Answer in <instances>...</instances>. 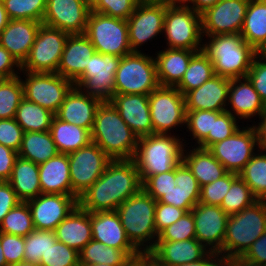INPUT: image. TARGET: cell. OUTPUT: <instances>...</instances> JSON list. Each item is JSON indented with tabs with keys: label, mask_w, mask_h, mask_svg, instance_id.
<instances>
[{
	"label": "cell",
	"mask_w": 266,
	"mask_h": 266,
	"mask_svg": "<svg viewBox=\"0 0 266 266\" xmlns=\"http://www.w3.org/2000/svg\"><path fill=\"white\" fill-rule=\"evenodd\" d=\"M142 189V182L132 159L112 160L103 174L78 198V205L88 212L114 211Z\"/></svg>",
	"instance_id": "cell-1"
},
{
	"label": "cell",
	"mask_w": 266,
	"mask_h": 266,
	"mask_svg": "<svg viewBox=\"0 0 266 266\" xmlns=\"http://www.w3.org/2000/svg\"><path fill=\"white\" fill-rule=\"evenodd\" d=\"M138 138L111 102H101L96 110L91 142L112 160L133 159Z\"/></svg>",
	"instance_id": "cell-2"
},
{
	"label": "cell",
	"mask_w": 266,
	"mask_h": 266,
	"mask_svg": "<svg viewBox=\"0 0 266 266\" xmlns=\"http://www.w3.org/2000/svg\"><path fill=\"white\" fill-rule=\"evenodd\" d=\"M172 134H152L138 138L133 161L141 182L149 176L175 169L182 162L186 141ZM182 139V141H181ZM185 141V142H183Z\"/></svg>",
	"instance_id": "cell-3"
},
{
	"label": "cell",
	"mask_w": 266,
	"mask_h": 266,
	"mask_svg": "<svg viewBox=\"0 0 266 266\" xmlns=\"http://www.w3.org/2000/svg\"><path fill=\"white\" fill-rule=\"evenodd\" d=\"M156 204L157 201L142 188L116 209L127 238L139 252H150L157 242Z\"/></svg>",
	"instance_id": "cell-4"
},
{
	"label": "cell",
	"mask_w": 266,
	"mask_h": 266,
	"mask_svg": "<svg viewBox=\"0 0 266 266\" xmlns=\"http://www.w3.org/2000/svg\"><path fill=\"white\" fill-rule=\"evenodd\" d=\"M207 37L208 42L203 43V51L213 63L215 75L230 79L246 77L258 52L240 34Z\"/></svg>",
	"instance_id": "cell-5"
},
{
	"label": "cell",
	"mask_w": 266,
	"mask_h": 266,
	"mask_svg": "<svg viewBox=\"0 0 266 266\" xmlns=\"http://www.w3.org/2000/svg\"><path fill=\"white\" fill-rule=\"evenodd\" d=\"M266 232V200H258L227 219L220 254L227 260L239 259Z\"/></svg>",
	"instance_id": "cell-6"
},
{
	"label": "cell",
	"mask_w": 266,
	"mask_h": 266,
	"mask_svg": "<svg viewBox=\"0 0 266 266\" xmlns=\"http://www.w3.org/2000/svg\"><path fill=\"white\" fill-rule=\"evenodd\" d=\"M114 78L115 94L149 95L160 86L155 57L143 52H132L121 57Z\"/></svg>",
	"instance_id": "cell-7"
},
{
	"label": "cell",
	"mask_w": 266,
	"mask_h": 266,
	"mask_svg": "<svg viewBox=\"0 0 266 266\" xmlns=\"http://www.w3.org/2000/svg\"><path fill=\"white\" fill-rule=\"evenodd\" d=\"M85 35L96 52L123 57L132 53L127 20L90 11Z\"/></svg>",
	"instance_id": "cell-8"
},
{
	"label": "cell",
	"mask_w": 266,
	"mask_h": 266,
	"mask_svg": "<svg viewBox=\"0 0 266 266\" xmlns=\"http://www.w3.org/2000/svg\"><path fill=\"white\" fill-rule=\"evenodd\" d=\"M165 40L171 49L203 50L201 15L188 6H167Z\"/></svg>",
	"instance_id": "cell-9"
},
{
	"label": "cell",
	"mask_w": 266,
	"mask_h": 266,
	"mask_svg": "<svg viewBox=\"0 0 266 266\" xmlns=\"http://www.w3.org/2000/svg\"><path fill=\"white\" fill-rule=\"evenodd\" d=\"M153 134H172L186 126L185 96L176 88L159 86L148 95Z\"/></svg>",
	"instance_id": "cell-10"
},
{
	"label": "cell",
	"mask_w": 266,
	"mask_h": 266,
	"mask_svg": "<svg viewBox=\"0 0 266 266\" xmlns=\"http://www.w3.org/2000/svg\"><path fill=\"white\" fill-rule=\"evenodd\" d=\"M69 33L41 24L21 71L57 73Z\"/></svg>",
	"instance_id": "cell-11"
},
{
	"label": "cell",
	"mask_w": 266,
	"mask_h": 266,
	"mask_svg": "<svg viewBox=\"0 0 266 266\" xmlns=\"http://www.w3.org/2000/svg\"><path fill=\"white\" fill-rule=\"evenodd\" d=\"M121 57L95 52L85 68V72L74 82V87L83 93L110 102L115 95V73Z\"/></svg>",
	"instance_id": "cell-12"
},
{
	"label": "cell",
	"mask_w": 266,
	"mask_h": 266,
	"mask_svg": "<svg viewBox=\"0 0 266 266\" xmlns=\"http://www.w3.org/2000/svg\"><path fill=\"white\" fill-rule=\"evenodd\" d=\"M21 78L24 98L56 114L74 83L57 73L25 72Z\"/></svg>",
	"instance_id": "cell-13"
},
{
	"label": "cell",
	"mask_w": 266,
	"mask_h": 266,
	"mask_svg": "<svg viewBox=\"0 0 266 266\" xmlns=\"http://www.w3.org/2000/svg\"><path fill=\"white\" fill-rule=\"evenodd\" d=\"M72 196L79 198L100 178L112 159L95 143L68 154Z\"/></svg>",
	"instance_id": "cell-14"
},
{
	"label": "cell",
	"mask_w": 266,
	"mask_h": 266,
	"mask_svg": "<svg viewBox=\"0 0 266 266\" xmlns=\"http://www.w3.org/2000/svg\"><path fill=\"white\" fill-rule=\"evenodd\" d=\"M166 5L157 0H140L127 19L129 43L132 52H141L147 44L164 29Z\"/></svg>",
	"instance_id": "cell-15"
},
{
	"label": "cell",
	"mask_w": 266,
	"mask_h": 266,
	"mask_svg": "<svg viewBox=\"0 0 266 266\" xmlns=\"http://www.w3.org/2000/svg\"><path fill=\"white\" fill-rule=\"evenodd\" d=\"M257 147L256 132L251 125L242 129L240 126L231 137L213 144L208 150L228 172L238 174L257 152Z\"/></svg>",
	"instance_id": "cell-16"
},
{
	"label": "cell",
	"mask_w": 266,
	"mask_h": 266,
	"mask_svg": "<svg viewBox=\"0 0 266 266\" xmlns=\"http://www.w3.org/2000/svg\"><path fill=\"white\" fill-rule=\"evenodd\" d=\"M249 0H220L201 15L202 34H240ZM205 35V36H204Z\"/></svg>",
	"instance_id": "cell-17"
},
{
	"label": "cell",
	"mask_w": 266,
	"mask_h": 266,
	"mask_svg": "<svg viewBox=\"0 0 266 266\" xmlns=\"http://www.w3.org/2000/svg\"><path fill=\"white\" fill-rule=\"evenodd\" d=\"M90 11L85 0H47L42 24L69 34H85Z\"/></svg>",
	"instance_id": "cell-18"
},
{
	"label": "cell",
	"mask_w": 266,
	"mask_h": 266,
	"mask_svg": "<svg viewBox=\"0 0 266 266\" xmlns=\"http://www.w3.org/2000/svg\"><path fill=\"white\" fill-rule=\"evenodd\" d=\"M36 230L55 231L78 205V198L65 194H40L27 201Z\"/></svg>",
	"instance_id": "cell-19"
},
{
	"label": "cell",
	"mask_w": 266,
	"mask_h": 266,
	"mask_svg": "<svg viewBox=\"0 0 266 266\" xmlns=\"http://www.w3.org/2000/svg\"><path fill=\"white\" fill-rule=\"evenodd\" d=\"M196 239L209 251H222L228 215L218 205L198 203L192 208Z\"/></svg>",
	"instance_id": "cell-20"
},
{
	"label": "cell",
	"mask_w": 266,
	"mask_h": 266,
	"mask_svg": "<svg viewBox=\"0 0 266 266\" xmlns=\"http://www.w3.org/2000/svg\"><path fill=\"white\" fill-rule=\"evenodd\" d=\"M92 239L124 251L129 257L139 251L131 244L116 210L91 212Z\"/></svg>",
	"instance_id": "cell-21"
},
{
	"label": "cell",
	"mask_w": 266,
	"mask_h": 266,
	"mask_svg": "<svg viewBox=\"0 0 266 266\" xmlns=\"http://www.w3.org/2000/svg\"><path fill=\"white\" fill-rule=\"evenodd\" d=\"M110 102L138 137L153 134L148 95L115 94Z\"/></svg>",
	"instance_id": "cell-22"
},
{
	"label": "cell",
	"mask_w": 266,
	"mask_h": 266,
	"mask_svg": "<svg viewBox=\"0 0 266 266\" xmlns=\"http://www.w3.org/2000/svg\"><path fill=\"white\" fill-rule=\"evenodd\" d=\"M230 78L215 75L185 96L186 111H226Z\"/></svg>",
	"instance_id": "cell-23"
},
{
	"label": "cell",
	"mask_w": 266,
	"mask_h": 266,
	"mask_svg": "<svg viewBox=\"0 0 266 266\" xmlns=\"http://www.w3.org/2000/svg\"><path fill=\"white\" fill-rule=\"evenodd\" d=\"M227 106L230 109L227 107L226 111L237 119L249 120L255 115L260 118L266 112V106L247 77L230 79Z\"/></svg>",
	"instance_id": "cell-24"
},
{
	"label": "cell",
	"mask_w": 266,
	"mask_h": 266,
	"mask_svg": "<svg viewBox=\"0 0 266 266\" xmlns=\"http://www.w3.org/2000/svg\"><path fill=\"white\" fill-rule=\"evenodd\" d=\"M96 52L85 34H69L62 52L57 74L73 83L85 72L89 58Z\"/></svg>",
	"instance_id": "cell-25"
},
{
	"label": "cell",
	"mask_w": 266,
	"mask_h": 266,
	"mask_svg": "<svg viewBox=\"0 0 266 266\" xmlns=\"http://www.w3.org/2000/svg\"><path fill=\"white\" fill-rule=\"evenodd\" d=\"M100 104L99 99L73 87L66 95L55 116L62 121L87 129L91 133L96 110Z\"/></svg>",
	"instance_id": "cell-26"
},
{
	"label": "cell",
	"mask_w": 266,
	"mask_h": 266,
	"mask_svg": "<svg viewBox=\"0 0 266 266\" xmlns=\"http://www.w3.org/2000/svg\"><path fill=\"white\" fill-rule=\"evenodd\" d=\"M161 266H179L199 261L210 251L196 238L183 241H157L150 251Z\"/></svg>",
	"instance_id": "cell-27"
},
{
	"label": "cell",
	"mask_w": 266,
	"mask_h": 266,
	"mask_svg": "<svg viewBox=\"0 0 266 266\" xmlns=\"http://www.w3.org/2000/svg\"><path fill=\"white\" fill-rule=\"evenodd\" d=\"M41 24L34 20H10L0 33V45L22 64L31 50Z\"/></svg>",
	"instance_id": "cell-28"
},
{
	"label": "cell",
	"mask_w": 266,
	"mask_h": 266,
	"mask_svg": "<svg viewBox=\"0 0 266 266\" xmlns=\"http://www.w3.org/2000/svg\"><path fill=\"white\" fill-rule=\"evenodd\" d=\"M56 238L78 252L92 240L91 213L77 205L55 229Z\"/></svg>",
	"instance_id": "cell-29"
},
{
	"label": "cell",
	"mask_w": 266,
	"mask_h": 266,
	"mask_svg": "<svg viewBox=\"0 0 266 266\" xmlns=\"http://www.w3.org/2000/svg\"><path fill=\"white\" fill-rule=\"evenodd\" d=\"M38 167L42 194L72 195L68 154L59 153Z\"/></svg>",
	"instance_id": "cell-30"
},
{
	"label": "cell",
	"mask_w": 266,
	"mask_h": 266,
	"mask_svg": "<svg viewBox=\"0 0 266 266\" xmlns=\"http://www.w3.org/2000/svg\"><path fill=\"white\" fill-rule=\"evenodd\" d=\"M183 150L182 162L188 167L191 173L197 179L199 186L212 183L223 176L228 171L225 167L212 155L208 149L200 148L193 145V149Z\"/></svg>",
	"instance_id": "cell-31"
},
{
	"label": "cell",
	"mask_w": 266,
	"mask_h": 266,
	"mask_svg": "<svg viewBox=\"0 0 266 266\" xmlns=\"http://www.w3.org/2000/svg\"><path fill=\"white\" fill-rule=\"evenodd\" d=\"M198 51L171 49L158 51L155 57L160 86L175 87L182 79L191 57Z\"/></svg>",
	"instance_id": "cell-32"
},
{
	"label": "cell",
	"mask_w": 266,
	"mask_h": 266,
	"mask_svg": "<svg viewBox=\"0 0 266 266\" xmlns=\"http://www.w3.org/2000/svg\"><path fill=\"white\" fill-rule=\"evenodd\" d=\"M7 182L22 202H27L42 194L38 164L19 156L15 160L11 177Z\"/></svg>",
	"instance_id": "cell-33"
},
{
	"label": "cell",
	"mask_w": 266,
	"mask_h": 266,
	"mask_svg": "<svg viewBox=\"0 0 266 266\" xmlns=\"http://www.w3.org/2000/svg\"><path fill=\"white\" fill-rule=\"evenodd\" d=\"M240 35L257 52L266 44V0H249Z\"/></svg>",
	"instance_id": "cell-34"
},
{
	"label": "cell",
	"mask_w": 266,
	"mask_h": 266,
	"mask_svg": "<svg viewBox=\"0 0 266 266\" xmlns=\"http://www.w3.org/2000/svg\"><path fill=\"white\" fill-rule=\"evenodd\" d=\"M59 153L69 154L87 146L91 142V133L80 126L60 120L54 116L49 129Z\"/></svg>",
	"instance_id": "cell-35"
},
{
	"label": "cell",
	"mask_w": 266,
	"mask_h": 266,
	"mask_svg": "<svg viewBox=\"0 0 266 266\" xmlns=\"http://www.w3.org/2000/svg\"><path fill=\"white\" fill-rule=\"evenodd\" d=\"M59 154L55 142L49 131L25 132L21 142L18 156L41 164Z\"/></svg>",
	"instance_id": "cell-36"
},
{
	"label": "cell",
	"mask_w": 266,
	"mask_h": 266,
	"mask_svg": "<svg viewBox=\"0 0 266 266\" xmlns=\"http://www.w3.org/2000/svg\"><path fill=\"white\" fill-rule=\"evenodd\" d=\"M55 114L40 105L23 98L14 119L25 132L49 131Z\"/></svg>",
	"instance_id": "cell-37"
},
{
	"label": "cell",
	"mask_w": 266,
	"mask_h": 266,
	"mask_svg": "<svg viewBox=\"0 0 266 266\" xmlns=\"http://www.w3.org/2000/svg\"><path fill=\"white\" fill-rule=\"evenodd\" d=\"M215 76L213 63L203 51L196 52L188 64L181 81L175 86L183 95L200 87L204 82Z\"/></svg>",
	"instance_id": "cell-38"
},
{
	"label": "cell",
	"mask_w": 266,
	"mask_h": 266,
	"mask_svg": "<svg viewBox=\"0 0 266 266\" xmlns=\"http://www.w3.org/2000/svg\"><path fill=\"white\" fill-rule=\"evenodd\" d=\"M238 176L258 200H266V151L258 149Z\"/></svg>",
	"instance_id": "cell-39"
},
{
	"label": "cell",
	"mask_w": 266,
	"mask_h": 266,
	"mask_svg": "<svg viewBox=\"0 0 266 266\" xmlns=\"http://www.w3.org/2000/svg\"><path fill=\"white\" fill-rule=\"evenodd\" d=\"M129 256L122 250L92 239L79 251L80 264L123 265Z\"/></svg>",
	"instance_id": "cell-40"
},
{
	"label": "cell",
	"mask_w": 266,
	"mask_h": 266,
	"mask_svg": "<svg viewBox=\"0 0 266 266\" xmlns=\"http://www.w3.org/2000/svg\"><path fill=\"white\" fill-rule=\"evenodd\" d=\"M24 98L20 75L0 80V119H12Z\"/></svg>",
	"instance_id": "cell-41"
},
{
	"label": "cell",
	"mask_w": 266,
	"mask_h": 266,
	"mask_svg": "<svg viewBox=\"0 0 266 266\" xmlns=\"http://www.w3.org/2000/svg\"><path fill=\"white\" fill-rule=\"evenodd\" d=\"M33 219L27 202H20L3 218L0 232L25 237L34 230Z\"/></svg>",
	"instance_id": "cell-42"
},
{
	"label": "cell",
	"mask_w": 266,
	"mask_h": 266,
	"mask_svg": "<svg viewBox=\"0 0 266 266\" xmlns=\"http://www.w3.org/2000/svg\"><path fill=\"white\" fill-rule=\"evenodd\" d=\"M258 199L252 193L250 187L238 176L230 186L228 193L220 207L228 216L241 212L253 205Z\"/></svg>",
	"instance_id": "cell-43"
},
{
	"label": "cell",
	"mask_w": 266,
	"mask_h": 266,
	"mask_svg": "<svg viewBox=\"0 0 266 266\" xmlns=\"http://www.w3.org/2000/svg\"><path fill=\"white\" fill-rule=\"evenodd\" d=\"M10 20L43 21L47 0H2Z\"/></svg>",
	"instance_id": "cell-44"
},
{
	"label": "cell",
	"mask_w": 266,
	"mask_h": 266,
	"mask_svg": "<svg viewBox=\"0 0 266 266\" xmlns=\"http://www.w3.org/2000/svg\"><path fill=\"white\" fill-rule=\"evenodd\" d=\"M57 241L55 231L36 230L24 237V261L39 263L42 255Z\"/></svg>",
	"instance_id": "cell-45"
},
{
	"label": "cell",
	"mask_w": 266,
	"mask_h": 266,
	"mask_svg": "<svg viewBox=\"0 0 266 266\" xmlns=\"http://www.w3.org/2000/svg\"><path fill=\"white\" fill-rule=\"evenodd\" d=\"M221 111L195 110L186 111V128L192 135L195 147L199 145L208 134H212L213 118H217Z\"/></svg>",
	"instance_id": "cell-46"
},
{
	"label": "cell",
	"mask_w": 266,
	"mask_h": 266,
	"mask_svg": "<svg viewBox=\"0 0 266 266\" xmlns=\"http://www.w3.org/2000/svg\"><path fill=\"white\" fill-rule=\"evenodd\" d=\"M237 121L239 120L229 112H222L217 118H213L212 134H208L197 147L209 149L213 144L231 137L240 128Z\"/></svg>",
	"instance_id": "cell-47"
},
{
	"label": "cell",
	"mask_w": 266,
	"mask_h": 266,
	"mask_svg": "<svg viewBox=\"0 0 266 266\" xmlns=\"http://www.w3.org/2000/svg\"><path fill=\"white\" fill-rule=\"evenodd\" d=\"M39 264L41 266H80L79 252L57 240L45 255H42Z\"/></svg>",
	"instance_id": "cell-48"
},
{
	"label": "cell",
	"mask_w": 266,
	"mask_h": 266,
	"mask_svg": "<svg viewBox=\"0 0 266 266\" xmlns=\"http://www.w3.org/2000/svg\"><path fill=\"white\" fill-rule=\"evenodd\" d=\"M238 177V174L228 172L222 178L206 184L200 189V199L198 203L220 206L224 196L228 193L231 183Z\"/></svg>",
	"instance_id": "cell-49"
},
{
	"label": "cell",
	"mask_w": 266,
	"mask_h": 266,
	"mask_svg": "<svg viewBox=\"0 0 266 266\" xmlns=\"http://www.w3.org/2000/svg\"><path fill=\"white\" fill-rule=\"evenodd\" d=\"M196 238L192 211L186 212L179 220L158 234L157 241H183Z\"/></svg>",
	"instance_id": "cell-50"
},
{
	"label": "cell",
	"mask_w": 266,
	"mask_h": 266,
	"mask_svg": "<svg viewBox=\"0 0 266 266\" xmlns=\"http://www.w3.org/2000/svg\"><path fill=\"white\" fill-rule=\"evenodd\" d=\"M140 0H95L91 10L110 17L127 20Z\"/></svg>",
	"instance_id": "cell-51"
},
{
	"label": "cell",
	"mask_w": 266,
	"mask_h": 266,
	"mask_svg": "<svg viewBox=\"0 0 266 266\" xmlns=\"http://www.w3.org/2000/svg\"><path fill=\"white\" fill-rule=\"evenodd\" d=\"M200 199V190H184L176 186L169 192L165 193L157 202L184 209L190 212L198 204Z\"/></svg>",
	"instance_id": "cell-52"
},
{
	"label": "cell",
	"mask_w": 266,
	"mask_h": 266,
	"mask_svg": "<svg viewBox=\"0 0 266 266\" xmlns=\"http://www.w3.org/2000/svg\"><path fill=\"white\" fill-rule=\"evenodd\" d=\"M175 187V169L158 175L149 176L142 183V188L156 201Z\"/></svg>",
	"instance_id": "cell-53"
},
{
	"label": "cell",
	"mask_w": 266,
	"mask_h": 266,
	"mask_svg": "<svg viewBox=\"0 0 266 266\" xmlns=\"http://www.w3.org/2000/svg\"><path fill=\"white\" fill-rule=\"evenodd\" d=\"M1 246L8 266L24 261V237L1 232Z\"/></svg>",
	"instance_id": "cell-54"
},
{
	"label": "cell",
	"mask_w": 266,
	"mask_h": 266,
	"mask_svg": "<svg viewBox=\"0 0 266 266\" xmlns=\"http://www.w3.org/2000/svg\"><path fill=\"white\" fill-rule=\"evenodd\" d=\"M24 131L21 126L12 119H0V144L18 152L23 139Z\"/></svg>",
	"instance_id": "cell-55"
},
{
	"label": "cell",
	"mask_w": 266,
	"mask_h": 266,
	"mask_svg": "<svg viewBox=\"0 0 266 266\" xmlns=\"http://www.w3.org/2000/svg\"><path fill=\"white\" fill-rule=\"evenodd\" d=\"M266 106V59L259 53L255 56L246 76Z\"/></svg>",
	"instance_id": "cell-56"
},
{
	"label": "cell",
	"mask_w": 266,
	"mask_h": 266,
	"mask_svg": "<svg viewBox=\"0 0 266 266\" xmlns=\"http://www.w3.org/2000/svg\"><path fill=\"white\" fill-rule=\"evenodd\" d=\"M185 213L186 211L184 209L157 202L155 207V225L157 234L179 220Z\"/></svg>",
	"instance_id": "cell-57"
},
{
	"label": "cell",
	"mask_w": 266,
	"mask_h": 266,
	"mask_svg": "<svg viewBox=\"0 0 266 266\" xmlns=\"http://www.w3.org/2000/svg\"><path fill=\"white\" fill-rule=\"evenodd\" d=\"M239 259L252 266H266V232Z\"/></svg>",
	"instance_id": "cell-58"
},
{
	"label": "cell",
	"mask_w": 266,
	"mask_h": 266,
	"mask_svg": "<svg viewBox=\"0 0 266 266\" xmlns=\"http://www.w3.org/2000/svg\"><path fill=\"white\" fill-rule=\"evenodd\" d=\"M21 201L7 181H0V224L8 212Z\"/></svg>",
	"instance_id": "cell-59"
},
{
	"label": "cell",
	"mask_w": 266,
	"mask_h": 266,
	"mask_svg": "<svg viewBox=\"0 0 266 266\" xmlns=\"http://www.w3.org/2000/svg\"><path fill=\"white\" fill-rule=\"evenodd\" d=\"M18 72L21 73V64L0 45V78H13L20 75Z\"/></svg>",
	"instance_id": "cell-60"
},
{
	"label": "cell",
	"mask_w": 266,
	"mask_h": 266,
	"mask_svg": "<svg viewBox=\"0 0 266 266\" xmlns=\"http://www.w3.org/2000/svg\"><path fill=\"white\" fill-rule=\"evenodd\" d=\"M175 183H176V186H179L180 189H184V190H200L201 189L197 179L183 162H181L175 168Z\"/></svg>",
	"instance_id": "cell-61"
},
{
	"label": "cell",
	"mask_w": 266,
	"mask_h": 266,
	"mask_svg": "<svg viewBox=\"0 0 266 266\" xmlns=\"http://www.w3.org/2000/svg\"><path fill=\"white\" fill-rule=\"evenodd\" d=\"M18 152L0 144V181H8L12 174V169Z\"/></svg>",
	"instance_id": "cell-62"
},
{
	"label": "cell",
	"mask_w": 266,
	"mask_h": 266,
	"mask_svg": "<svg viewBox=\"0 0 266 266\" xmlns=\"http://www.w3.org/2000/svg\"><path fill=\"white\" fill-rule=\"evenodd\" d=\"M179 266H227V259L220 253L210 251L204 258L196 262L185 263Z\"/></svg>",
	"instance_id": "cell-63"
},
{
	"label": "cell",
	"mask_w": 266,
	"mask_h": 266,
	"mask_svg": "<svg viewBox=\"0 0 266 266\" xmlns=\"http://www.w3.org/2000/svg\"><path fill=\"white\" fill-rule=\"evenodd\" d=\"M259 121L260 122L257 124V126L256 124H253L252 126L256 132L259 150L266 151V112L259 118Z\"/></svg>",
	"instance_id": "cell-64"
},
{
	"label": "cell",
	"mask_w": 266,
	"mask_h": 266,
	"mask_svg": "<svg viewBox=\"0 0 266 266\" xmlns=\"http://www.w3.org/2000/svg\"><path fill=\"white\" fill-rule=\"evenodd\" d=\"M122 266H148V252H138L130 256Z\"/></svg>",
	"instance_id": "cell-65"
},
{
	"label": "cell",
	"mask_w": 266,
	"mask_h": 266,
	"mask_svg": "<svg viewBox=\"0 0 266 266\" xmlns=\"http://www.w3.org/2000/svg\"><path fill=\"white\" fill-rule=\"evenodd\" d=\"M220 0H191V5H188L191 9H193L198 14H202L205 10L210 7H213Z\"/></svg>",
	"instance_id": "cell-66"
},
{
	"label": "cell",
	"mask_w": 266,
	"mask_h": 266,
	"mask_svg": "<svg viewBox=\"0 0 266 266\" xmlns=\"http://www.w3.org/2000/svg\"><path fill=\"white\" fill-rule=\"evenodd\" d=\"M10 18L8 17L7 11L4 8L3 1L0 0V33L8 25Z\"/></svg>",
	"instance_id": "cell-67"
},
{
	"label": "cell",
	"mask_w": 266,
	"mask_h": 266,
	"mask_svg": "<svg viewBox=\"0 0 266 266\" xmlns=\"http://www.w3.org/2000/svg\"><path fill=\"white\" fill-rule=\"evenodd\" d=\"M162 2L166 6H188L191 3V0H157Z\"/></svg>",
	"instance_id": "cell-68"
},
{
	"label": "cell",
	"mask_w": 266,
	"mask_h": 266,
	"mask_svg": "<svg viewBox=\"0 0 266 266\" xmlns=\"http://www.w3.org/2000/svg\"><path fill=\"white\" fill-rule=\"evenodd\" d=\"M227 266H252L244 263L240 259H229L227 260Z\"/></svg>",
	"instance_id": "cell-69"
},
{
	"label": "cell",
	"mask_w": 266,
	"mask_h": 266,
	"mask_svg": "<svg viewBox=\"0 0 266 266\" xmlns=\"http://www.w3.org/2000/svg\"><path fill=\"white\" fill-rule=\"evenodd\" d=\"M0 266H8L6 264V260H5V257L3 255V250H2V246H1V232H0Z\"/></svg>",
	"instance_id": "cell-70"
},
{
	"label": "cell",
	"mask_w": 266,
	"mask_h": 266,
	"mask_svg": "<svg viewBox=\"0 0 266 266\" xmlns=\"http://www.w3.org/2000/svg\"><path fill=\"white\" fill-rule=\"evenodd\" d=\"M12 266H41L39 263L21 261L20 263L14 264Z\"/></svg>",
	"instance_id": "cell-71"
},
{
	"label": "cell",
	"mask_w": 266,
	"mask_h": 266,
	"mask_svg": "<svg viewBox=\"0 0 266 266\" xmlns=\"http://www.w3.org/2000/svg\"><path fill=\"white\" fill-rule=\"evenodd\" d=\"M148 266H161L154 260L151 252H148Z\"/></svg>",
	"instance_id": "cell-72"
},
{
	"label": "cell",
	"mask_w": 266,
	"mask_h": 266,
	"mask_svg": "<svg viewBox=\"0 0 266 266\" xmlns=\"http://www.w3.org/2000/svg\"><path fill=\"white\" fill-rule=\"evenodd\" d=\"M80 266H122V265H108V264H104V263H101V264L92 263V264H80Z\"/></svg>",
	"instance_id": "cell-73"
},
{
	"label": "cell",
	"mask_w": 266,
	"mask_h": 266,
	"mask_svg": "<svg viewBox=\"0 0 266 266\" xmlns=\"http://www.w3.org/2000/svg\"><path fill=\"white\" fill-rule=\"evenodd\" d=\"M258 53L266 59V44L260 49Z\"/></svg>",
	"instance_id": "cell-74"
},
{
	"label": "cell",
	"mask_w": 266,
	"mask_h": 266,
	"mask_svg": "<svg viewBox=\"0 0 266 266\" xmlns=\"http://www.w3.org/2000/svg\"><path fill=\"white\" fill-rule=\"evenodd\" d=\"M85 1H87L91 5L95 0H85Z\"/></svg>",
	"instance_id": "cell-75"
}]
</instances>
